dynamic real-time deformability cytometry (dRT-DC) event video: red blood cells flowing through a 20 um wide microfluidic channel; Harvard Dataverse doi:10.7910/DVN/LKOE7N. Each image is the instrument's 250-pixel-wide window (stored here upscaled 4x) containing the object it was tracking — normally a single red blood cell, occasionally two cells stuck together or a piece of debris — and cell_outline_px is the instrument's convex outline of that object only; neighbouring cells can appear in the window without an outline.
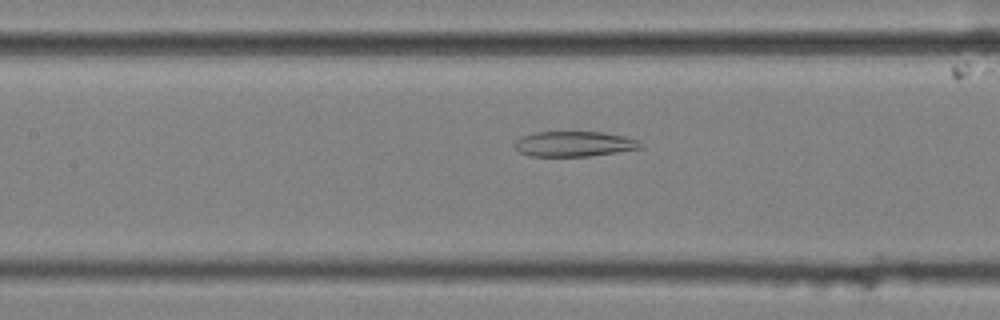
{"species": "common noctule bat (a hibernating species)", "species_latin": "Nyctalus noctula", "temperature_condition": "cold", "stored_images_in_passage": 58, "segment_of_instrument_passage": [2, 2], "camera_frame_rate_fps": 3000, "um_per_image_px": 0.085, "animal": {"sex": "female", "body_mass_g": 25.1}, "frame": {"image": 1, "passage_image": 27, "time_ms": 8.667, "image_size_px": [1000, 320], "cell_outline_px": [[644, 148], [588, 156], [528, 156], [520, 152], [512, 144], [520, 136], [536, 132], [604, 132], [624, 136], [636, 140], [644, 144]], "centroid_in_image_um": [48.79, 12.23], "position_along_channel_um": 158.6, "area_um2": 18.61}}
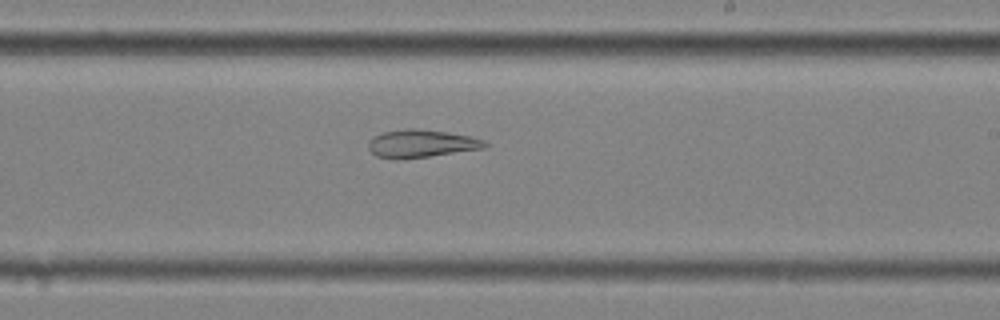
{"frame": {"image": 2, "passage_image": 35, "time_ms": 11.333, "image_size_px": [1000, 320], "cell_outline_px": [[488, 144], [484, 148], [400, 160], [392, 160], [376, 156], [368, 148], [368, 144], [372, 136], [384, 132], [404, 128], [416, 128], [448, 132], [468, 136], [484, 140]], "centroid_in_image_um": [35.74, 12.21], "position_along_channel_um": 253.3, "area_um2": 18.96}}
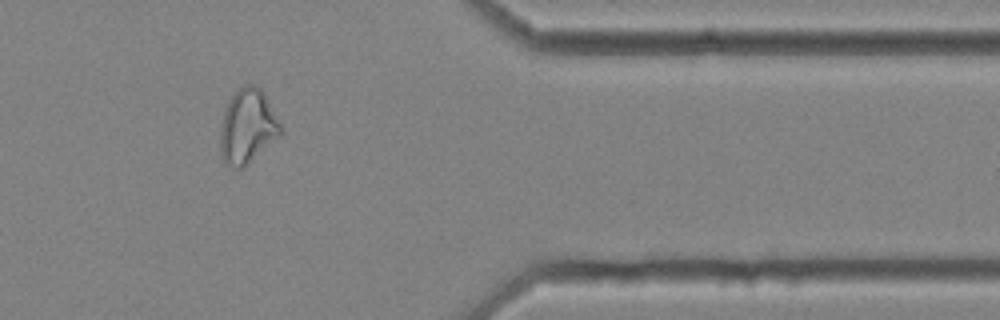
{"frame": {"image": 3, "passage_image": 48, "time_ms": 15.667, "image_size_px": [1000, 320], "cell_outline_px": [[284, 128], [280, 136], [240, 168], [236, 168], [224, 164], [220, 156], [220, 132], [224, 108], [228, 100], [240, 88], [248, 84], [252, 84], [260, 88], [264, 92], [280, 120]], "centroid_in_image_um": [21.04, 10.73], "position_along_channel_um": 390.4, "area_um2": 26.18}}